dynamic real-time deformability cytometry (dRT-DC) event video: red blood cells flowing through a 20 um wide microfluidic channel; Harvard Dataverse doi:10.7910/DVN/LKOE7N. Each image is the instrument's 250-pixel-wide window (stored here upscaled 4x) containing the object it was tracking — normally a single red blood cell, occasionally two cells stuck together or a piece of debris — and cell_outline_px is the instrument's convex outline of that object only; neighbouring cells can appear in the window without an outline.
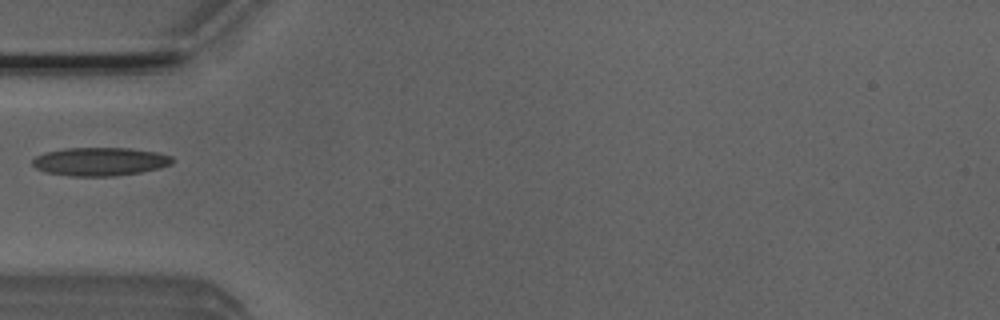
{"species": "Egyptian fruit bat (a non-hibernating species)", "species_latin": "Rousettus aegyptiacus", "temperature_condition": "room temperature", "stored_images_in_passage": 36, "camera_frame_rate_fps": 3000, "um_per_image_px": 0.085, "animal": {"sex": "male"}, "frame": {"image": 1, "passage_image": 1, "time_ms": 0.0, "image_size_px": [1000, 320], "cell_outline_px": [[176, 160], [172, 164], [160, 168], [140, 172], [116, 176], [68, 176], [44, 172], [36, 168], [32, 164], [32, 160], [36, 156], [44, 152], [64, 148], [128, 148], [160, 152], [172, 156]], "centroid_in_image_um": [8.52, 13.73], "position_along_channel_um": 76.5, "area_um2": 23.47}}
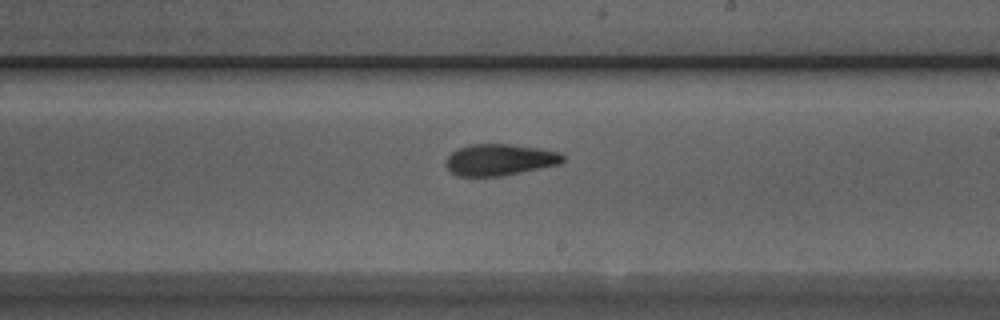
{"frame": {"image": 2, "passage_image": 14, "time_ms": 4.333, "image_size_px": [1000, 320], "cell_outline_px": [[564, 160], [560, 164], [500, 176], [456, 176], [448, 172], [444, 164], [448, 156], [452, 152], [468, 144], [508, 144], [540, 148], [560, 152], [564, 156]], "centroid_in_image_um": [42.43, 13.58], "position_along_channel_um": 246.6, "area_um2": 21.56}}
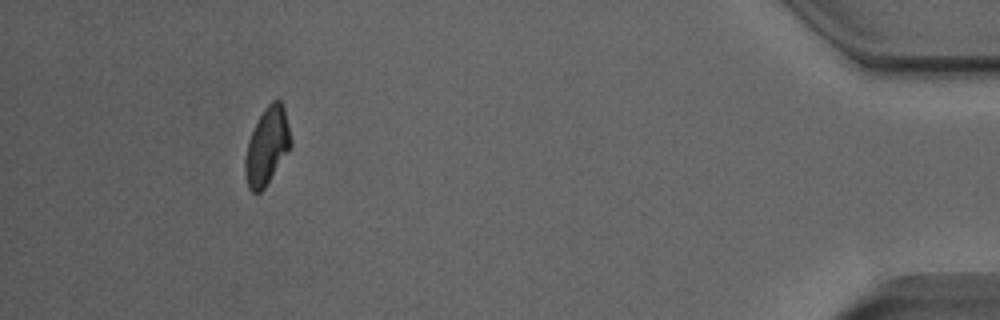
{"frame": {"image": 3, "passage_image": 32, "time_ms": 10.333, "image_size_px": [1000, 320], "cell_outline_px": [[292, 144], [288, 152], [264, 188], [260, 192], [252, 192], [248, 188], [244, 172], [244, 160], [248, 140], [264, 108], [272, 100], [280, 100], [284, 108], [292, 140]], "centroid_in_image_um": [22.69, 12.43], "position_along_channel_um": 412.5, "area_um2": 20.4}}